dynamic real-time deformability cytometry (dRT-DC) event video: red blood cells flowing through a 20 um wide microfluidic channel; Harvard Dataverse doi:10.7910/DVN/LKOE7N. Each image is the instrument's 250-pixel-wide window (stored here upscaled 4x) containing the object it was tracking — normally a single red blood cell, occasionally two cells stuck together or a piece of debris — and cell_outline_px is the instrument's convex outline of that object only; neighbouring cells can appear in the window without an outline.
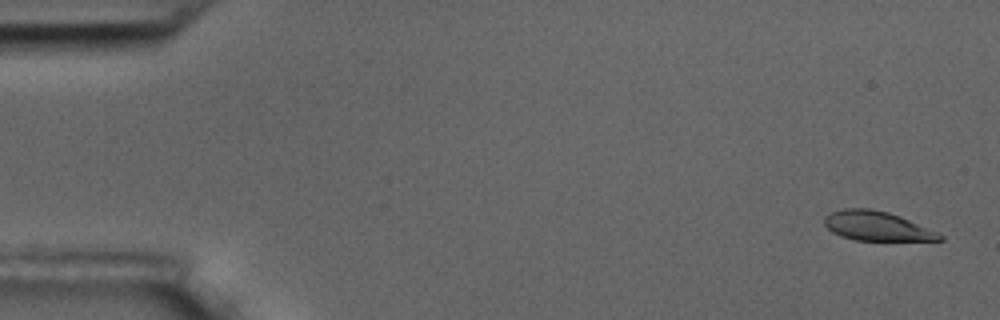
{"species": "common noctule bat (a hibernating species)", "species_latin": "Nyctalus noctula", "temperature_condition": "room temperature", "stored_images_in_passage": 8, "camera_frame_rate_fps": 3000, "um_per_image_px": 0.085, "animal": {"sex": "male", "body_mass_g": 17.5, "forearm_length_mm": 52.3}, "frame": {"image": 1, "passage_image": 1, "time_ms": 0.0, "image_size_px": [1000, 320], "cell_outline_px": [[944, 240], [856, 240], [840, 236], [832, 232], [824, 224], [824, 216], [832, 212], [844, 208], [868, 208], [888, 212], [900, 216], [936, 232], [944, 236]], "centroid_in_image_um": [74.48, 19.21], "position_along_channel_um": 10.5, "area_um2": 19.48}}
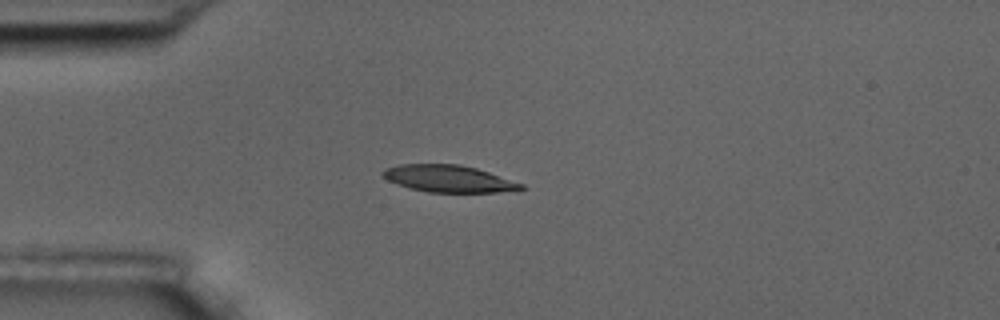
{"frame": {"image": 2, "passage_image": 4, "time_ms": 4.333, "image_size_px": [1000, 320], "cell_outline_px": [[524, 188], [496, 192], [428, 192], [408, 188], [388, 180], [380, 172], [384, 168], [400, 164], [460, 164], [476, 168], [524, 184]], "centroid_in_image_um": [38.08, 15.18], "position_along_channel_um": 46.9, "area_um2": 21.56}}
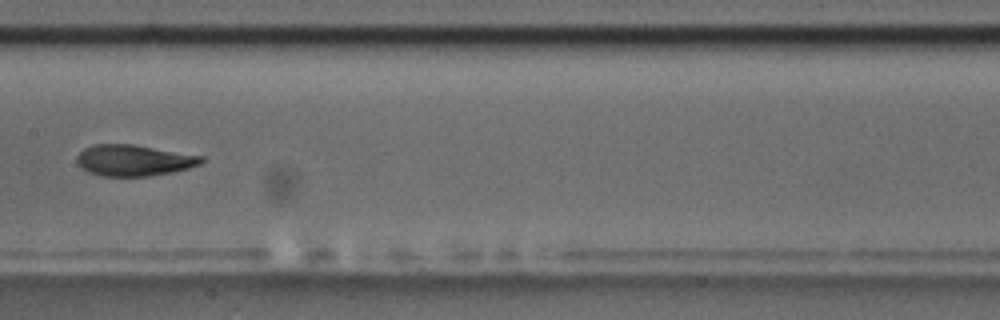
{"frame": {"image": 3, "passage_image": 8, "time_ms": 9.0, "image_size_px": [1000, 320], "cell_outline_px": [[204, 160], [200, 164], [188, 168], [172, 172], [148, 176], [104, 176], [88, 172], [80, 168], [76, 160], [76, 156], [84, 148], [92, 144], [132, 144], [204, 156]], "centroid_in_image_um": [11.35, 13.62], "position_along_channel_um": 196.1, "area_um2": 22.66}}